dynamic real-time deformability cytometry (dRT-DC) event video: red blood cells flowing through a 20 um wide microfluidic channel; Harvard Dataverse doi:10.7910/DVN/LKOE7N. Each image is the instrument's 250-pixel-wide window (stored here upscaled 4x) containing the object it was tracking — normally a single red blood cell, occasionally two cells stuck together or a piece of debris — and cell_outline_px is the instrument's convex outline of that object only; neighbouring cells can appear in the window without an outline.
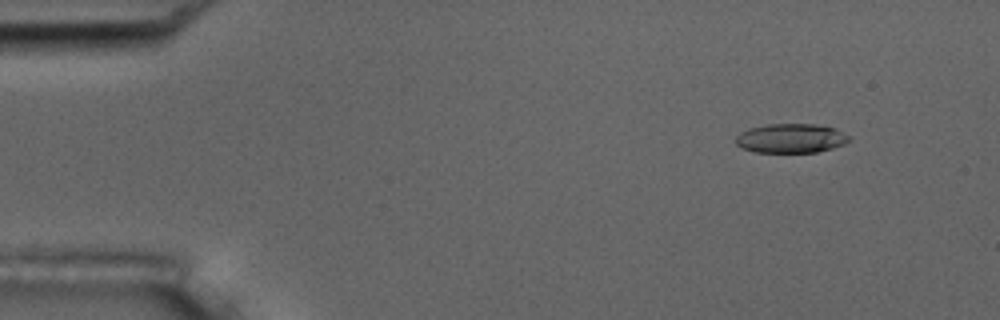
{"species": "common noctule bat (a hibernating species)", "species_latin": "Nyctalus noctula", "temperature_condition": "room temperature", "stored_images_in_passage": 4, "camera_frame_rate_fps": 3000, "um_per_image_px": 0.085, "animal": {"sex": "male", "body_mass_g": 17.5, "forearm_length_mm": 52.3}, "frame": {"image": 1, "passage_image": 2, "time_ms": 1.0, "image_size_px": [1000, 320], "cell_outline_px": [[852, 140], [844, 144], [832, 148], [816, 152], [752, 152], [736, 144], [736, 136], [740, 132], [752, 128], [768, 124], [816, 124], [836, 128], [848, 136]], "centroid_in_image_um": [67.25, 11.75], "position_along_channel_um": 17.8, "area_um2": 19.25}}